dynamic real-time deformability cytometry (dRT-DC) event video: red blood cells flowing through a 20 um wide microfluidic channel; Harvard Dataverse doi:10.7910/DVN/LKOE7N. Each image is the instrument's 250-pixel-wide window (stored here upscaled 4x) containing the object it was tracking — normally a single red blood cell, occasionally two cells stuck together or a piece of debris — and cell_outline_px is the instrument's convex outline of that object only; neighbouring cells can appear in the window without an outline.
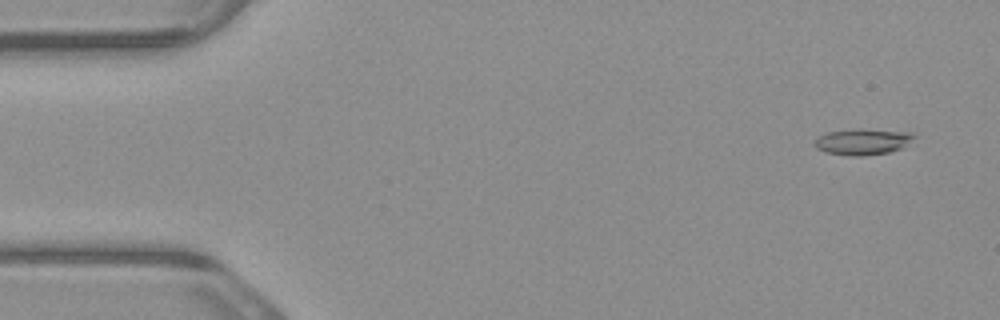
{"species": "common noctule bat (a hibernating species)", "species_latin": "Nyctalus noctula", "temperature_condition": "warm", "stored_images_in_passage": 5, "camera_frame_rate_fps": 3000, "um_per_image_px": 0.085, "animal": {"sex": "male", "body_mass_g": 23.1, "forearm_length_mm": 52.7}, "frame": {"image": 1, "passage_image": 1, "time_ms": 0.0, "image_size_px": [1000, 320], "cell_outline_px": [[916, 136], [900, 148], [888, 152], [864, 156], [852, 156], [824, 152], [816, 148], [816, 136], [828, 132], [856, 128], [864, 128], [916, 132]], "centroid_in_image_um": [73.33, 12.02], "position_along_channel_um": 11.7, "area_um2": 15.32}}
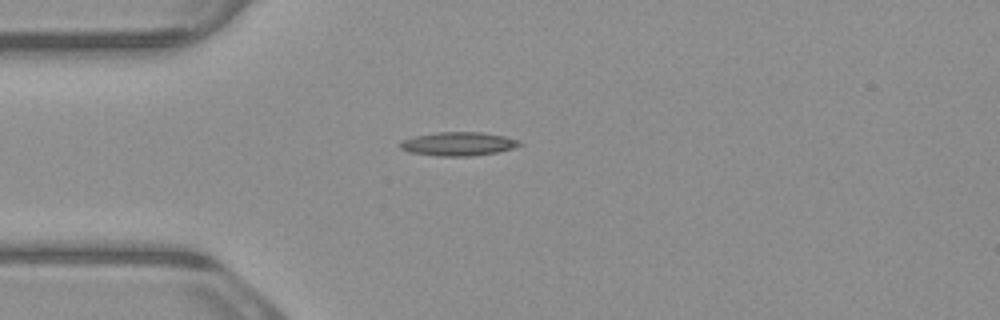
{"frame": {"image": 2, "passage_image": 4, "time_ms": 1.0, "image_size_px": [1000, 320], "cell_outline_px": [[524, 144], [512, 148], [496, 152], [472, 156], [440, 156], [408, 152], [400, 148], [400, 144], [404, 140], [412, 136], [436, 132], [480, 132], [504, 136], [520, 140]], "centroid_in_image_um": [38.96, 12.22], "position_along_channel_um": 46.0, "area_um2": 16.47}}